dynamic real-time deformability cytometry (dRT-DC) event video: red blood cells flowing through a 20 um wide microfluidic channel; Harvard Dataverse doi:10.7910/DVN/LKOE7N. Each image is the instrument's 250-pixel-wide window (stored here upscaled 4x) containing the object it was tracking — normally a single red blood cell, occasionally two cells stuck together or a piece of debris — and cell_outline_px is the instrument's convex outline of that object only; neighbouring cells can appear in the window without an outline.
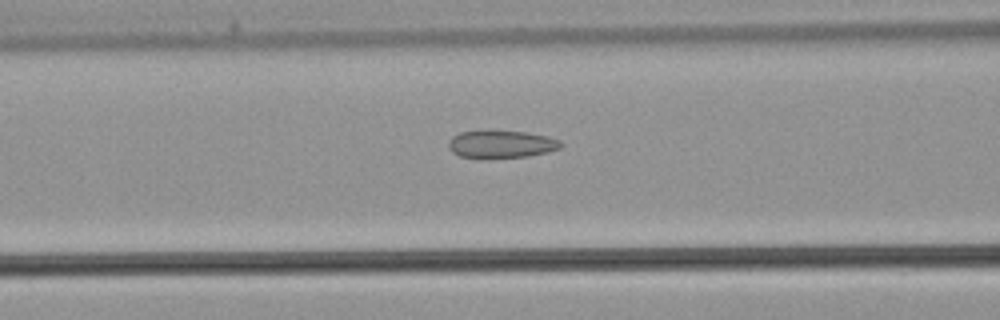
{"species": "common noctule bat (a hibernating species)", "species_latin": "Nyctalus noctula", "temperature_condition": "warm", "stored_images_in_passage": 30, "camera_frame_rate_fps": 3000, "um_per_image_px": 0.085, "animal": {"sex": "male", "body_mass_g": 21.5, "forearm_length_mm": 52.0}, "frame": {"image": 1, "passage_image": 12, "time_ms": 3.667, "image_size_px": [1000, 320], "cell_outline_px": [[564, 144], [560, 148], [548, 152], [528, 156], [460, 156], [452, 152], [448, 148], [448, 140], [452, 136], [460, 132], [488, 128], [492, 128], [524, 132], [548, 136], [560, 140]], "centroid_in_image_um": [42.6, 12.18], "position_along_channel_um": 124.0, "area_um2": 18.26}}
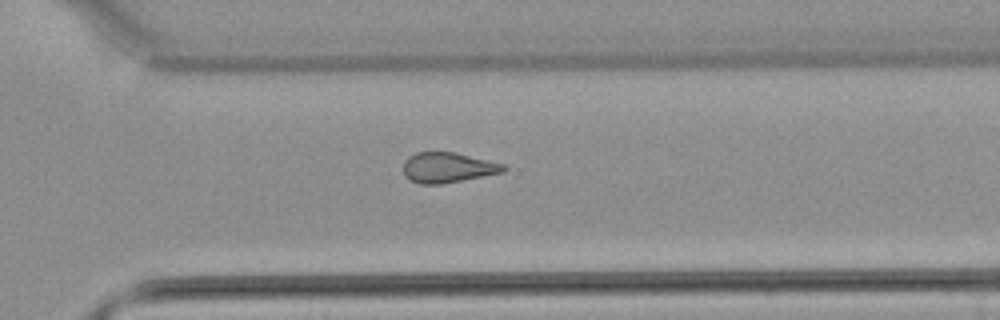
{"frame": {"image": 2, "passage_image": 25, "time_ms": 8.0, "image_size_px": [1000, 320], "cell_outline_px": [[508, 168], [504, 172], [444, 184], [420, 184], [404, 176], [404, 160], [408, 156], [416, 152], [456, 152], [504, 164]], "centroid_in_image_um": [38.07, 14.24], "position_along_channel_um": 332.5, "area_um2": 17.8}}
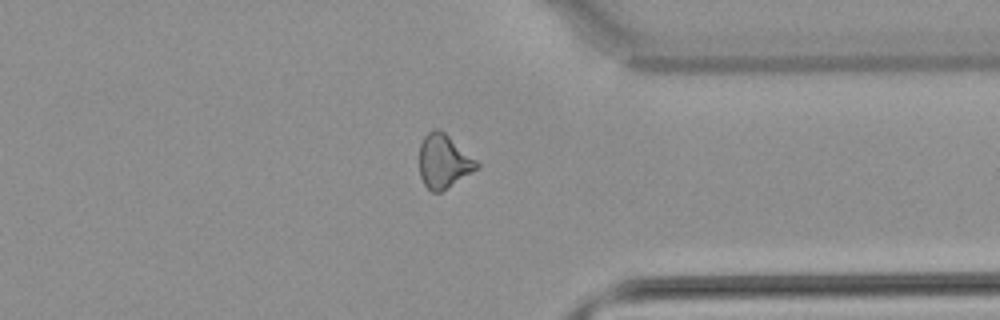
{"frame": {"image": 3, "passage_image": 28, "time_ms": 9.0, "image_size_px": [1000, 320], "cell_outline_px": [[480, 168], [440, 192], [432, 192], [424, 184], [420, 176], [420, 144], [424, 136], [432, 128], [436, 128], [444, 132], [476, 160], [480, 164]], "centroid_in_image_um": [37.71, 13.71], "position_along_channel_um": 373.7, "area_um2": 17.86}}